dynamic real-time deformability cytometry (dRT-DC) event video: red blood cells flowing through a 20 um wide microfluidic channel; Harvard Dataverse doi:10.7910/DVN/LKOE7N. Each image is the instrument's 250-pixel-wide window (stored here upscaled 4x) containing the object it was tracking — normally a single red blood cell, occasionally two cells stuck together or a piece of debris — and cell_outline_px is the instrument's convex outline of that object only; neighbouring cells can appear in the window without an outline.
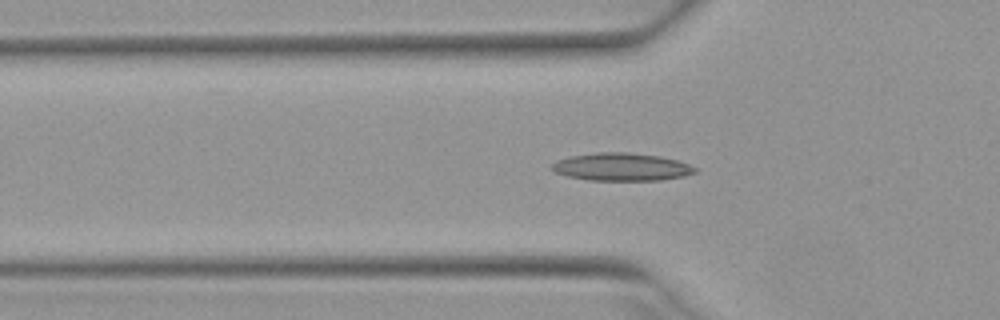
{"species": "Egyptian fruit bat (a non-hibernating species)", "species_latin": "Rousettus aegyptiacus", "temperature_condition": "warm", "stored_images_in_passage": 37, "camera_frame_rate_fps": 3000, "um_per_image_px": 0.085, "animal": {"sex": "female"}, "frame": {"image": 1, "passage_image": 2, "time_ms": 0.333, "image_size_px": [1000, 320], "cell_outline_px": [[696, 172], [684, 176], [660, 180], [588, 180], [568, 176], [552, 172], [552, 164], [556, 160], [568, 156], [596, 152], [628, 152], [660, 156], [676, 160], [688, 164], [696, 168]], "centroid_in_image_um": [52.78, 14.18], "position_along_channel_um": 73.0, "area_um2": 23.24}}
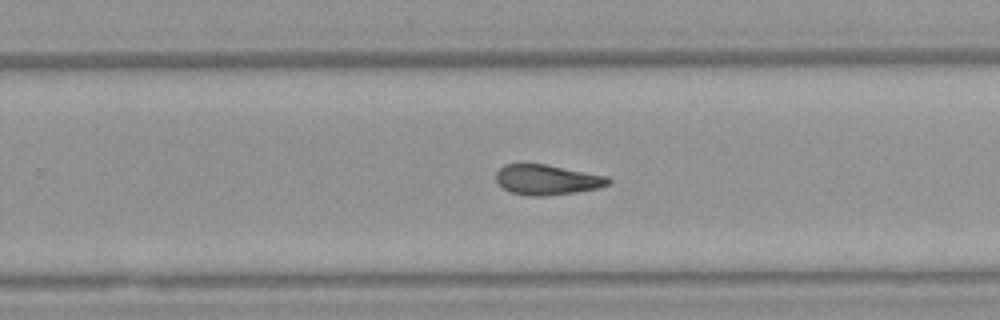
{"frame": {"image": 2, "passage_image": 18, "time_ms": 5.667, "image_size_px": [1000, 320], "cell_outline_px": [[612, 180], [608, 184], [600, 188], [576, 192], [544, 196], [528, 196], [512, 192], [504, 188], [496, 180], [496, 172], [504, 164], [520, 160], [524, 160], [608, 176]], "centroid_in_image_um": [46.46, 15.23], "position_along_channel_um": 283.3, "area_um2": 20.35}}
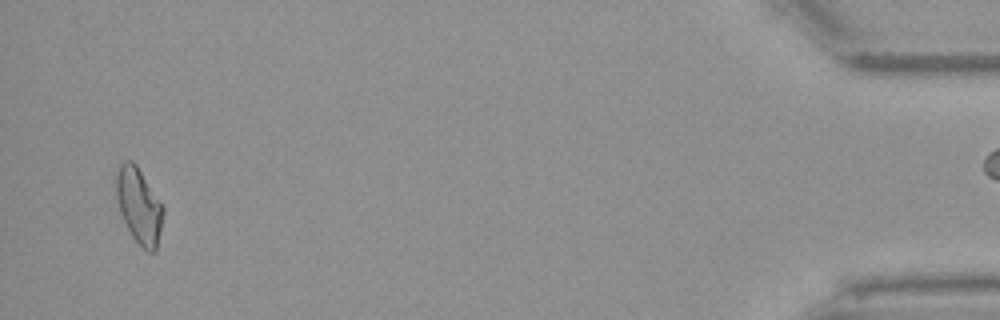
{"frame": {"image": 3, "passage_image": 35, "time_ms": 11.333, "image_size_px": [1000, 320], "cell_outline_px": [[164, 212], [156, 248], [152, 252], [148, 252], [132, 236], [120, 212], [116, 196], [116, 172], [120, 164], [124, 160], [132, 160], [136, 164], [164, 208]], "centroid_in_image_um": [11.79, 17.45], "position_along_channel_um": 423.4, "area_um2": 20.23}, "authors_computed_cell_mechanics": {"area_um2": 20.23, "velocity_mm_per_s": 3.9446, "shape_relaxation_time_tau1_ms": null, "shape_relaxation_time_tau2_ms": 2.9284, "deformation_change_tau1": null, "deformation_change_tau2": 0.1098}}